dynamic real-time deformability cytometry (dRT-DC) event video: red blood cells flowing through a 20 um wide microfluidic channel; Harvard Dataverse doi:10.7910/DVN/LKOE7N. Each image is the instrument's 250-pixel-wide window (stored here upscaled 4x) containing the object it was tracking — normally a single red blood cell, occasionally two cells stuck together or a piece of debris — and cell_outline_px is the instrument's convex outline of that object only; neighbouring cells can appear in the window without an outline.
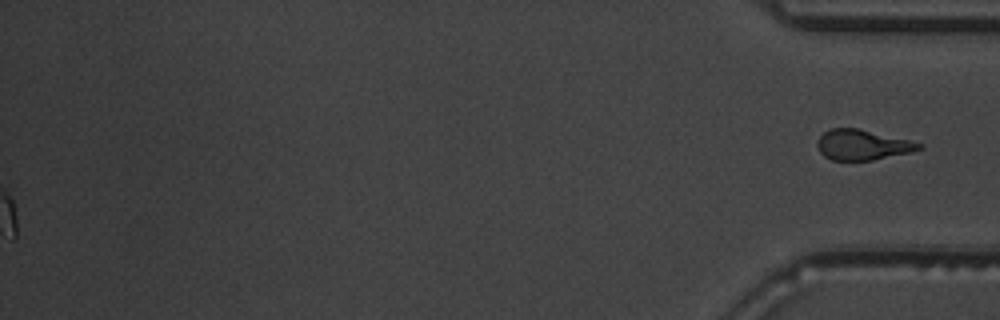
{"species": "common noctule bat (a hibernating species)", "species_latin": "Nyctalus noctula", "temperature_condition": "warm", "stored_images_in_passage": 49, "segment_of_instrument_passage": [2, 2], "camera_frame_rate_fps": 3000, "um_per_image_px": 0.085, "animal": {"sex": "male", "body_mass_g": 19.5, "forearm_length_mm": 54.6}, "frame": {"image": 1, "passage_image": 49, "time_ms": 16.0, "image_size_px": [1000, 320], "cell_outline_px": [[924, 148], [912, 152], [872, 160], [832, 160], [824, 156], [820, 152], [816, 144], [816, 140], [824, 132], [832, 128], [856, 128], [908, 140], [924, 144]], "centroid_in_image_um": [73.3, 12.32], "position_along_channel_um": 361.9, "area_um2": 17.86}}